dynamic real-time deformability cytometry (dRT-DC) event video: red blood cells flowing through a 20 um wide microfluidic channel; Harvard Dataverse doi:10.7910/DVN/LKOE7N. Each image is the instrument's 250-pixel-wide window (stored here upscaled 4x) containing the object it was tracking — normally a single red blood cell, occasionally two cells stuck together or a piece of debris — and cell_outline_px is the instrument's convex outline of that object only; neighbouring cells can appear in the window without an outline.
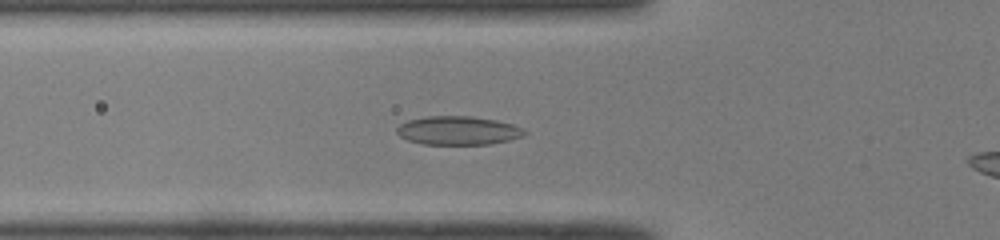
{"species": "common noctule bat (a hibernating species)", "species_latin": "Nyctalus noctula", "temperature_condition": "room temperature", "stored_images_in_passage": 37, "camera_frame_rate_fps": 3000, "um_per_image_px": 0.085, "animal": {"sex": "male", "body_mass_g": 19.0, "forearm_length_mm": 50.8}, "frame": {"image": 1, "passage_image": 12, "time_ms": 3.667, "image_size_px": [1000, 240], "cell_outline_px": [[528, 132], [524, 136], [508, 140], [488, 144], [420, 144], [408, 140], [400, 136], [396, 132], [396, 128], [400, 124], [408, 120], [428, 116], [472, 116], [496, 120], [512, 124], [524, 128]], "centroid_in_image_um": [38.95, 11.09], "position_along_channel_um": 86.9, "area_um2": 21.39}}
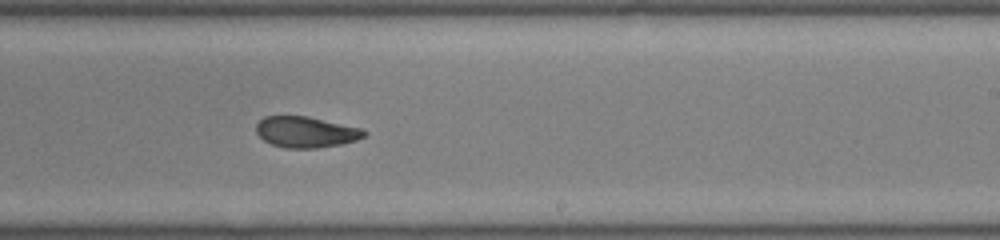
{"frame": {"image": 2, "passage_image": 25, "time_ms": 8.0, "image_size_px": [1000, 240], "cell_outline_px": [[368, 132], [364, 136], [356, 140], [340, 144], [316, 148], [284, 148], [272, 144], [264, 140], [256, 132], [256, 124], [264, 116], [308, 116], [364, 128]], "centroid_in_image_um": [26.02, 11.21], "position_along_channel_um": 263.0, "area_um2": 19.59}}
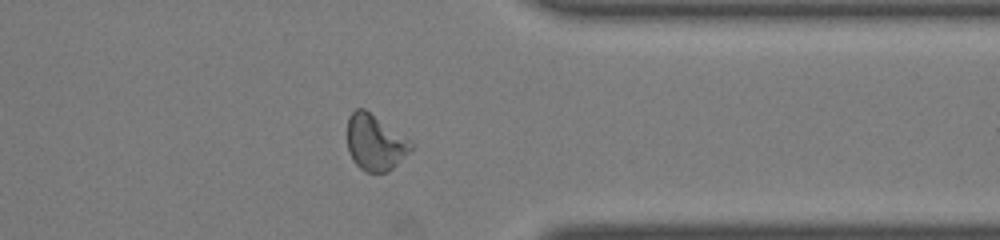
{"frame": {"image": 3, "passage_image": 34, "time_ms": 11.0, "image_size_px": [1000, 240], "cell_outline_px": [[416, 144], [388, 172], [368, 172], [360, 168], [352, 160], [348, 152], [348, 116], [356, 108], [364, 108], [412, 140]], "centroid_in_image_um": [31.89, 12.1], "position_along_channel_um": 379.5, "area_um2": 20.81}, "authors_computed_cell_mechanics": {"area_um2": 20.4034, "velocity_mm_per_s": 4.0803, "shape_relaxation_time_tau1_ms": null, "shape_relaxation_time_tau2_ms": 2.6306, "deformation_change_tau1": null, "deformation_change_tau2": 0.0827}}